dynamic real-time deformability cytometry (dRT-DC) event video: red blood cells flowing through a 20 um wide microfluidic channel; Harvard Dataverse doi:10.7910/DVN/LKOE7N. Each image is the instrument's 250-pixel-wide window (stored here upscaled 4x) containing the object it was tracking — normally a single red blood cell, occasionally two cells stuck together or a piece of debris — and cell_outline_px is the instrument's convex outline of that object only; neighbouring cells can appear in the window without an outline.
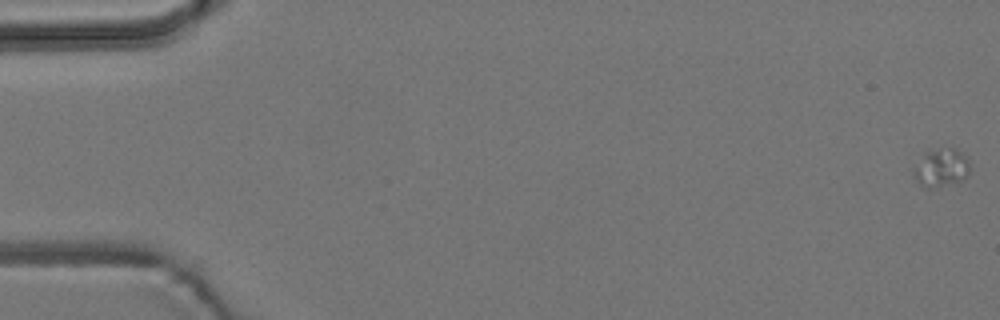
{"species": "common noctule bat (a hibernating species)", "species_latin": "Nyctalus noctula", "temperature_condition": "room temperature", "stored_images_in_passage": 49, "camera_frame_rate_fps": 3000, "um_per_image_px": 0.085, "animal": {"sex": "male", "body_mass_g": 19.2, "forearm_length_mm": 51.8}, "frame": {"image": 1, "passage_image": 1, "time_ms": 0.0, "image_size_px": [1000, 320], "cell_outline_px": [[968, 176], [960, 180], [932, 188], [924, 188], [916, 180], [916, 168], [924, 152], [948, 148], [956, 148], [968, 156]], "centroid_in_image_um": [80.05, 14.24], "position_along_channel_um": 4.9, "area_um2": 12.02}}